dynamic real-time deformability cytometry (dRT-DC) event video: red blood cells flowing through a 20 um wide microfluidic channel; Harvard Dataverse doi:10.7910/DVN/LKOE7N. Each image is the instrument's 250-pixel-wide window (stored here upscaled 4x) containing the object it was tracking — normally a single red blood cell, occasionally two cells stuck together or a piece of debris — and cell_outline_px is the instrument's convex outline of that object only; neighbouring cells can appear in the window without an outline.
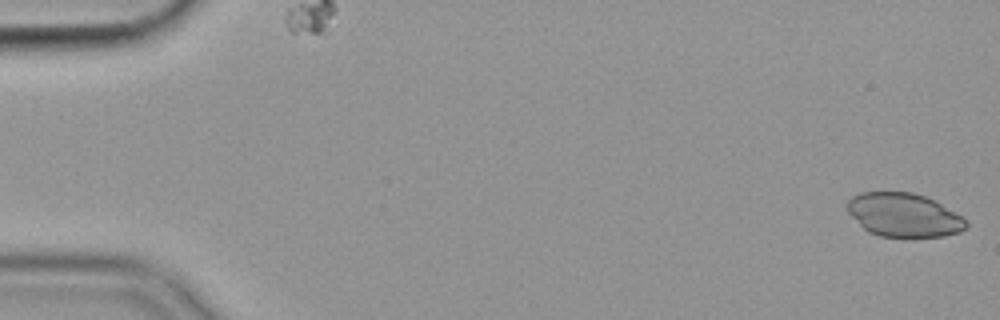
{"species": "common noctule bat (a hibernating species)", "species_latin": "Nyctalus noctula", "temperature_condition": "cold", "stored_images_in_passage": 56, "camera_frame_rate_fps": 3000, "um_per_image_px": 0.085, "animal": {"sex": "female", "body_mass_g": 19.9}, "frame": {"image": 1, "passage_image": 1, "time_ms": 0.0, "image_size_px": [1000, 320], "cell_outline_px": [[968, 224], [960, 232], [944, 236], [880, 236], [868, 232], [848, 212], [848, 200], [852, 196], [860, 192], [912, 192], [924, 196], [940, 204], [968, 220]], "centroid_in_image_um": [76.82, 18.27], "position_along_channel_um": 8.2, "area_um2": 29.82}}
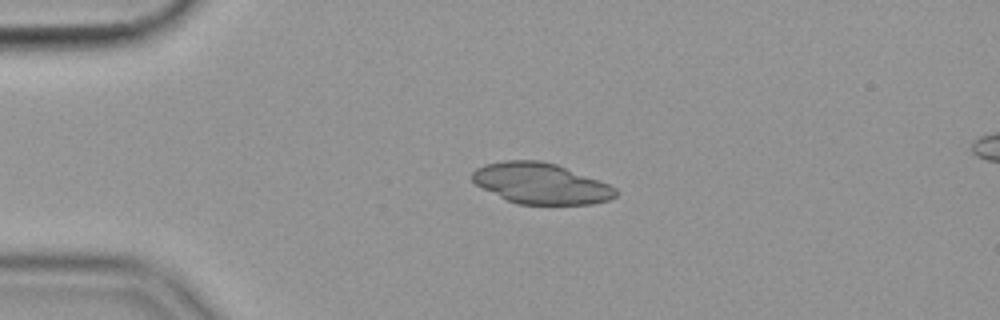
{"frame": {"image": 2, "passage_image": 13, "time_ms": 4.0, "image_size_px": [1000, 320], "cell_outline_px": [[620, 192], [616, 196], [608, 200], [592, 204], [516, 204], [476, 184], [472, 180], [472, 172], [476, 168], [484, 164], [504, 160], [540, 160], [556, 164], [608, 184], [616, 188]], "centroid_in_image_um": [45.98, 15.59], "position_along_channel_um": 39.0, "area_um2": 33.87}}